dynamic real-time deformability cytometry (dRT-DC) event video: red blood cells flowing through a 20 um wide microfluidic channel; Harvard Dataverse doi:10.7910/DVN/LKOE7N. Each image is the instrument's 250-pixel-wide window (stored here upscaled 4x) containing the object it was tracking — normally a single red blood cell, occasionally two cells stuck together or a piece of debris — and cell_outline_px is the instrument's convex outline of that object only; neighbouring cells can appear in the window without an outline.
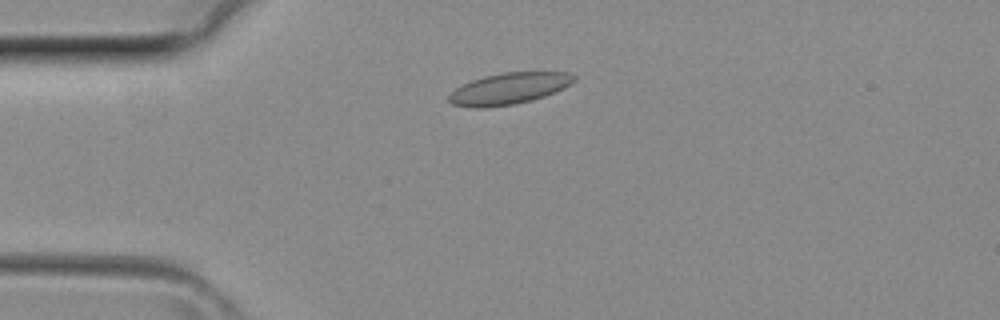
{"species": "common noctule bat (a hibernating species)", "species_latin": "Nyctalus noctula", "temperature_condition": "room temperature", "stored_images_in_passage": 36, "camera_frame_rate_fps": 3000, "um_per_image_px": 0.085, "animal": {"sex": "female", "body_mass_g": 29.2, "forearm_length_mm": 56.3}, "frame": {"image": 1, "passage_image": 7, "time_ms": 2.0, "image_size_px": [1000, 320], "cell_outline_px": [[576, 80], [564, 88], [544, 96], [532, 100], [512, 104], [484, 108], [472, 108], [452, 104], [448, 100], [448, 96], [456, 88], [472, 80], [484, 76], [504, 72], [568, 72], [576, 76]], "centroid_in_image_um": [43.27, 7.53], "position_along_channel_um": 41.7, "area_um2": 22.83}}
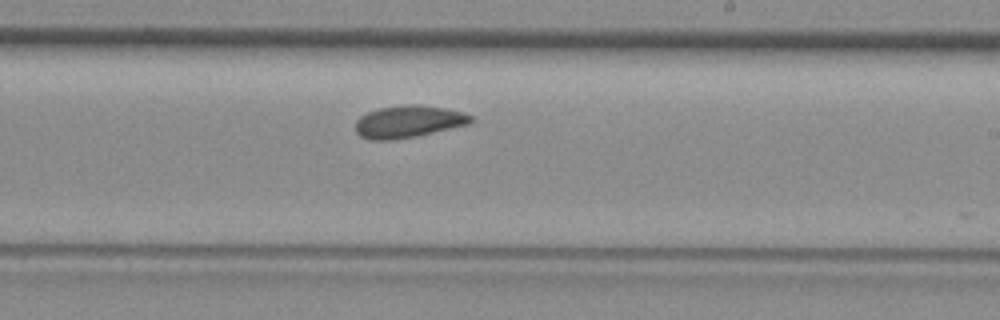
{"frame": {"image": 2, "passage_image": 21, "time_ms": 6.667, "image_size_px": [1000, 320], "cell_outline_px": [[472, 120], [468, 124], [416, 136], [392, 140], [368, 140], [360, 136], [356, 132], [356, 120], [360, 116], [368, 112], [380, 108], [412, 104], [444, 108], [464, 112], [472, 116]], "centroid_in_image_um": [34.68, 10.35], "position_along_channel_um": 254.3, "area_um2": 21.39}}
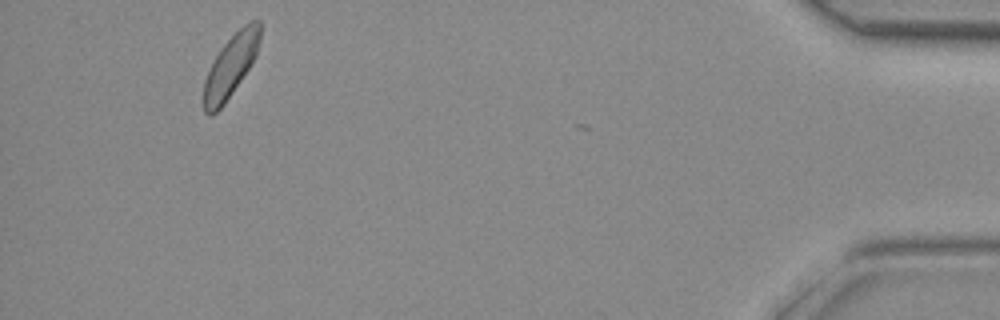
{"frame": {"image": 3, "passage_image": 35, "time_ms": 11.333, "image_size_px": [1000, 320], "cell_outline_px": [[260, 40], [256, 56], [224, 104], [216, 112], [208, 116], [204, 112], [204, 80], [216, 56], [224, 44], [248, 20], [260, 20]], "centroid_in_image_um": [19.62, 5.59], "position_along_channel_um": 415.6, "area_um2": 19.94}}